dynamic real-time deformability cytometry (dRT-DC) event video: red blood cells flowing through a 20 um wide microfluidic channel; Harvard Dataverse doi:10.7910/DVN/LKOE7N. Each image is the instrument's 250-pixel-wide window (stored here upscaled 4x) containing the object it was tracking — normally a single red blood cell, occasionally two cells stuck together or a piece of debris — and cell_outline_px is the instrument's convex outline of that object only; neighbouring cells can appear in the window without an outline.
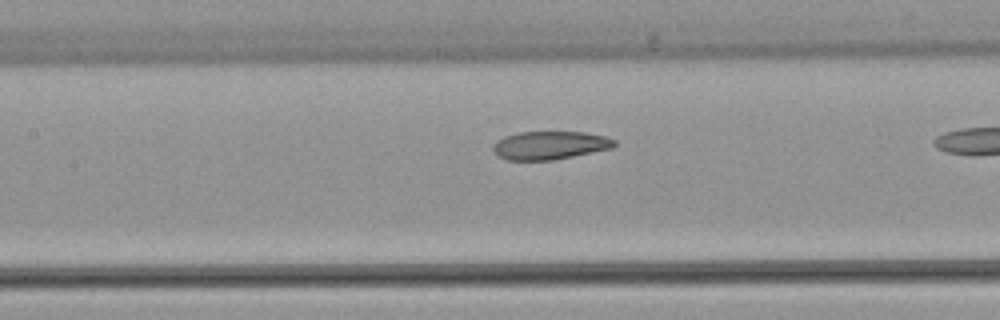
{"species": "common noctule bat (a hibernating species)", "species_latin": "Nyctalus noctula", "temperature_condition": "warm", "stored_images_in_passage": 30, "camera_frame_rate_fps": 3000, "um_per_image_px": 0.085, "animal": {"sex": "female", "body_mass_g": 22.7, "forearm_length_mm": 54.2}, "frame": {"image": 1, "passage_image": 13, "time_ms": 4.0, "image_size_px": [1000, 320], "cell_outline_px": [[616, 144], [612, 148], [552, 160], [504, 160], [496, 156], [492, 152], [492, 144], [496, 140], [504, 136], [520, 132], [584, 132], [604, 136], [616, 140]], "centroid_in_image_um": [46.66, 12.35], "position_along_channel_um": 160.7, "area_um2": 20.11}}